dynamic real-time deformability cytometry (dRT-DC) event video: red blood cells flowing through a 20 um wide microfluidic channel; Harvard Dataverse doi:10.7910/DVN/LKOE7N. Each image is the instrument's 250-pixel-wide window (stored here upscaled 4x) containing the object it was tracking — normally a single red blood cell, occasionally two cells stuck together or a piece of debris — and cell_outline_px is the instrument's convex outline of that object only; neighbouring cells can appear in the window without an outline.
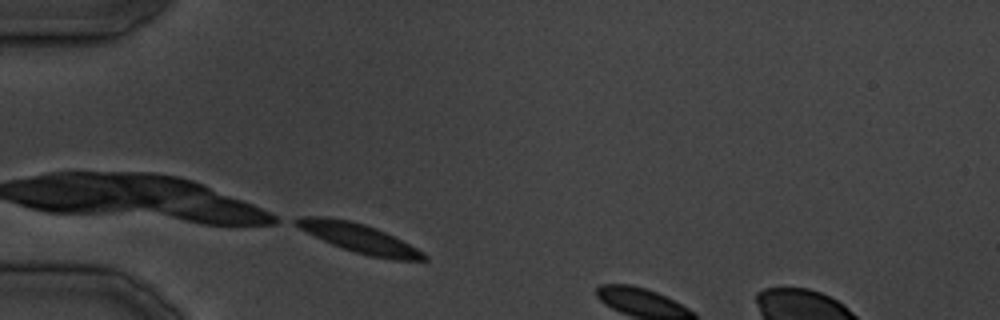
{"species": "common noctule bat (a hibernating species)", "species_latin": "Nyctalus noctula", "temperature_condition": "cold", "stored_images_in_passage": 3, "camera_frame_rate_fps": 3000, "um_per_image_px": 0.085, "animal": {"sex": "male", "body_mass_g": 19.5, "forearm_length_mm": 54.6}, "frame": {"image": 1, "passage_image": 3, "time_ms": 2.0, "image_size_px": [1000, 320], "cell_outline_px": [[428, 260], [392, 260], [368, 256], [332, 244], [292, 224], [292, 220], [304, 216], [324, 216], [348, 220], [364, 224], [376, 228], [424, 252], [428, 256]], "centroid_in_image_um": [30.53, 20.25], "position_along_channel_um": 54.5, "area_um2": 21.27}}